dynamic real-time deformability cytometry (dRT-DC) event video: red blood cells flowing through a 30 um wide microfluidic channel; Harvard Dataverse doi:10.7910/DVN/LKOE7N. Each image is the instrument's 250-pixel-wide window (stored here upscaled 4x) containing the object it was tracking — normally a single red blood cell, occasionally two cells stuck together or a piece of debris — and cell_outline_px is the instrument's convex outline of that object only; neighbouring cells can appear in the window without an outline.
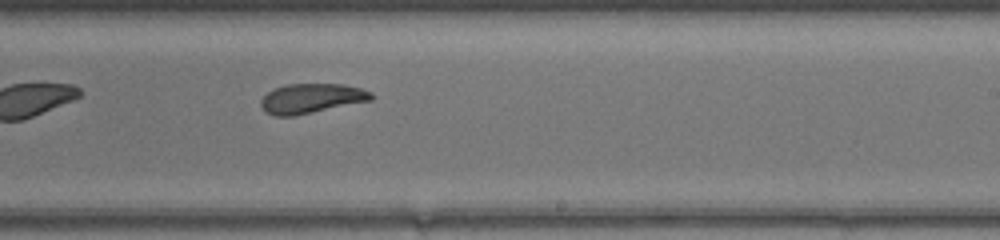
{"species": "common noctule bat (a hibernating species)", "species_latin": "Nyctalus noctula", "temperature_condition": "warm", "stored_images_in_passage": 32, "camera_frame_rate_fps": 3000, "um_per_image_px": 0.085, "animal": {"sex": "female", "body_mass_g": 17.0, "forearm_length_mm": 48.0}, "frame": {"image": 1, "passage_image": 14, "time_ms": 4.333, "image_size_px": [1000, 240], "cell_outline_px": [[376, 96], [372, 100], [292, 116], [276, 116], [264, 112], [260, 104], [260, 100], [268, 92], [276, 88], [288, 84], [344, 84], [360, 88], [372, 92]], "centroid_in_image_um": [26.48, 8.36], "position_along_channel_um": 262.5, "area_um2": 19.02}, "authors_computed_cell_mechanics": {"area_um2": 19.9121, "velocity_mm_per_s": 4.3557, "shape_relaxation_time_tau1_ms": null, "shape_relaxation_time_tau2_ms": 2.2358, "deformation_change_tau1": null, "deformation_change_tau2": 0.0713}}